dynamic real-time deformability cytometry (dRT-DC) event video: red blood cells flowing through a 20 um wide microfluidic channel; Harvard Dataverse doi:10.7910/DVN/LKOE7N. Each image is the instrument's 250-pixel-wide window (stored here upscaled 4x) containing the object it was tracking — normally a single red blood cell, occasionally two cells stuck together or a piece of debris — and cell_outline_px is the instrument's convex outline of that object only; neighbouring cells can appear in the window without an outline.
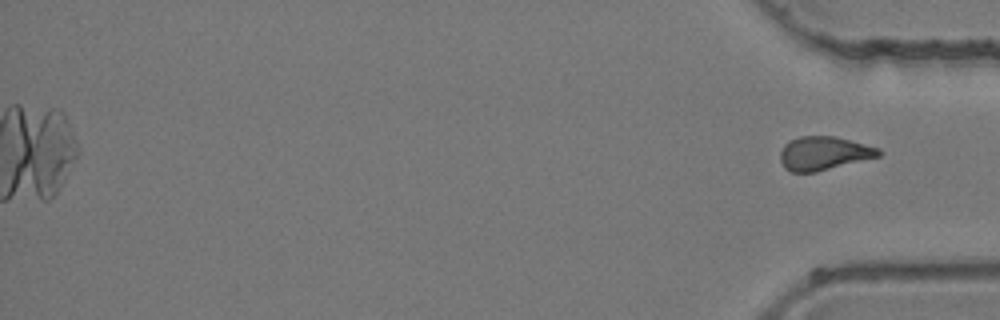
{"species": "common noctule bat (a hibernating species)", "species_latin": "Nyctalus noctula", "temperature_condition": "room temperature", "stored_images_in_passage": 39, "camera_frame_rate_fps": 3000, "um_per_image_px": 0.085, "animal": {"sex": "female", "body_mass_g": 24.6, "forearm_length_mm": 56.2}, "frame": {"image": 1, "passage_image": 39, "time_ms": 12.667, "image_size_px": [1000, 320], "cell_outline_px": [[880, 156], [816, 172], [792, 172], [784, 168], [780, 160], [780, 152], [784, 144], [788, 140], [800, 136], [836, 136], [880, 148]], "centroid_in_image_um": [70.0, 13.02], "position_along_channel_um": 365.2, "area_um2": 19.36}}